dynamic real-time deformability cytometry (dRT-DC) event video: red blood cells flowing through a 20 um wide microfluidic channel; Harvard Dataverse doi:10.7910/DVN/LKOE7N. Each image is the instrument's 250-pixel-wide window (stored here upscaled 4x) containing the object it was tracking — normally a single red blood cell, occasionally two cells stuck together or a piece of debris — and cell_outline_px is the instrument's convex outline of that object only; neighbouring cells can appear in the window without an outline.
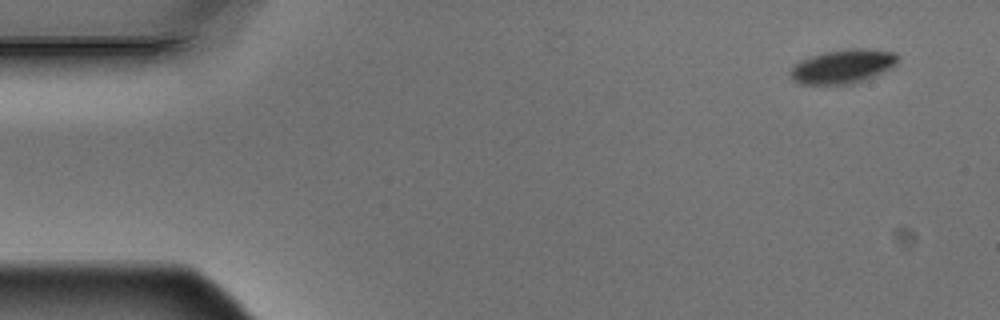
{"species": "Egyptian fruit bat (a non-hibernating species)", "species_latin": "Rousettus aegyptiacus", "temperature_condition": "warm", "stored_images_in_passage": 8, "camera_frame_rate_fps": 3000, "um_per_image_px": 0.085, "animal": {"sex": "male"}, "frame": {"image": 1, "passage_image": 1, "time_ms": 0.0, "image_size_px": [1000, 320], "cell_outline_px": [[900, 56], [896, 64], [872, 76], [852, 84], [800, 84], [792, 80], [788, 72], [792, 64], [800, 60], [824, 52], [852, 48], [860, 48], [896, 52]], "centroid_in_image_um": [71.57, 5.64], "position_along_channel_um": 13.4, "area_um2": 21.21}}
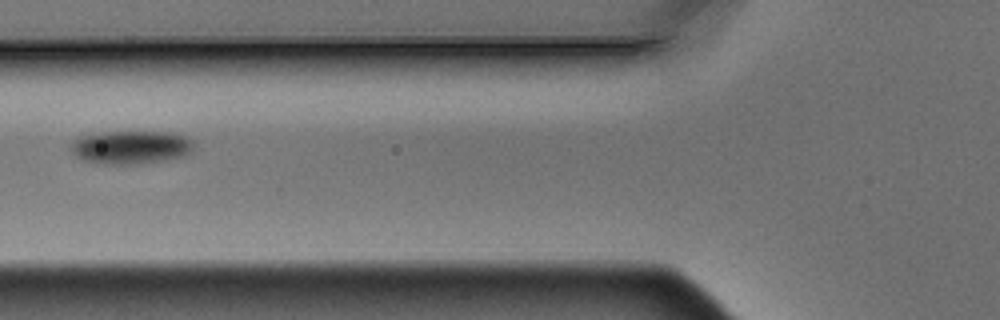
{"frame": {"image": 2, "passage_image": 6, "time_ms": 1.667, "image_size_px": [1000, 320], "cell_outline_px": [[196, 144], [192, 152], [184, 156], [164, 160], [140, 164], [104, 164], [84, 160], [76, 156], [72, 152], [72, 144], [80, 136], [104, 132], [172, 132], [184, 136], [192, 140]], "centroid_in_image_um": [11.19, 12.52], "position_along_channel_um": 114.6, "area_um2": 23.87}}
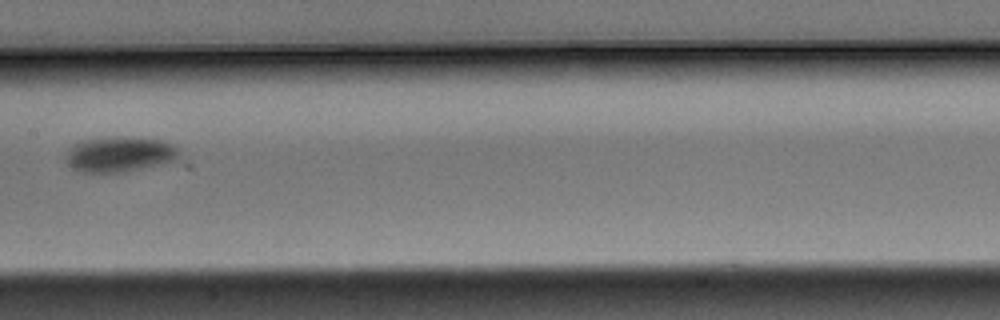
{"frame": {"image": 3, "passage_image": 8, "time_ms": 2.333, "image_size_px": [1000, 320], "cell_outline_px": [[180, 156], [176, 160], [120, 172], [84, 172], [72, 168], [68, 164], [68, 148], [80, 140], [112, 136], [124, 136], [164, 140], [172, 144], [180, 152]], "centroid_in_image_um": [10.17, 13.08], "position_along_channel_um": 197.2, "area_um2": 23.18}}